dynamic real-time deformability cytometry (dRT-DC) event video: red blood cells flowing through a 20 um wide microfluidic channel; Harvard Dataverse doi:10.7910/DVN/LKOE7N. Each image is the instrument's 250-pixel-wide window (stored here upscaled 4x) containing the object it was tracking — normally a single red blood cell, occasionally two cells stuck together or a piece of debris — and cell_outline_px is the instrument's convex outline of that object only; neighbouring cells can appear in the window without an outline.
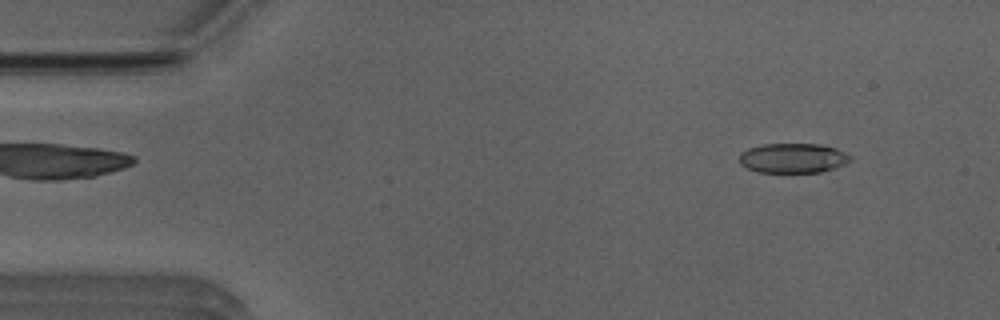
{"species": "Egyptian fruit bat (a non-hibernating species)", "species_latin": "Rousettus aegyptiacus", "temperature_condition": "room temperature", "stored_images_in_passage": 50, "camera_frame_rate_fps": 3000, "um_per_image_px": 0.085, "animal": {"sex": "male"}, "frame": {"image": 1, "passage_image": 4, "time_ms": 1.0, "image_size_px": [1000, 320], "cell_outline_px": [[852, 160], [844, 164], [820, 172], [756, 172], [744, 168], [740, 164], [740, 152], [748, 148], [764, 144], [820, 144], [836, 148], [852, 156]], "centroid_in_image_um": [67.37, 13.44], "position_along_channel_um": 17.6, "area_um2": 19.31}}
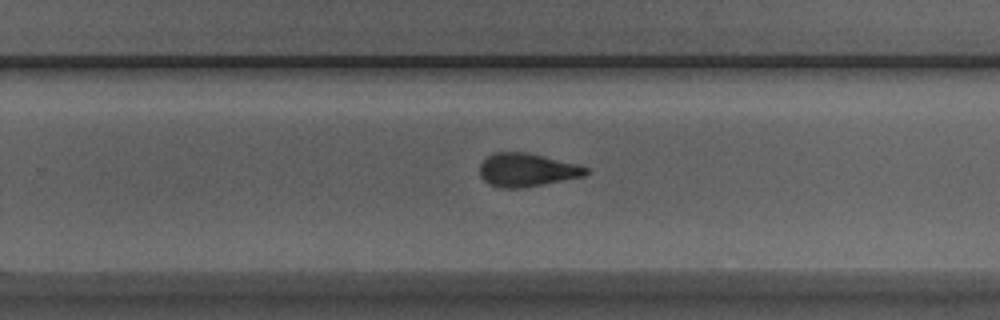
{"frame": {"image": 2, "passage_image": 31, "time_ms": 10.0, "image_size_px": [1000, 320], "cell_outline_px": [[588, 172], [584, 176], [544, 184], [520, 188], [504, 188], [488, 184], [480, 176], [480, 164], [488, 156], [496, 152], [524, 152], [544, 156], [576, 164], [588, 168]], "centroid_in_image_um": [44.76, 14.45], "position_along_channel_um": 285.0, "area_um2": 20.4}}
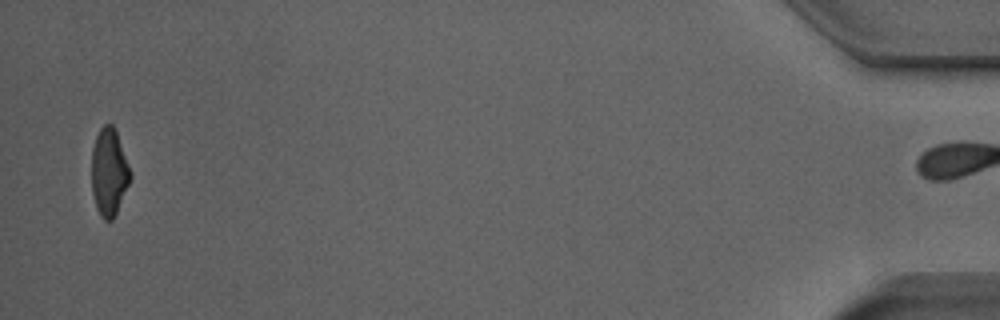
{"frame": {"image": 3, "passage_image": 49, "time_ms": 16.0, "image_size_px": [1000, 320], "cell_outline_px": [[132, 176], [116, 212], [112, 220], [104, 220], [100, 216], [96, 208], [92, 192], [92, 148], [96, 136], [100, 128], [104, 124], [112, 124], [116, 132], [132, 172]], "centroid_in_image_um": [9.26, 14.63], "position_along_channel_um": 425.9, "area_um2": 19.59}, "authors_computed_cell_mechanics": {"area_um2": 20.7502, "velocity_mm_per_s": 3.9599, "shape_relaxation_time_tau1_ms": 6.0997, "shape_relaxation_time_tau2_ms": 2.2725, "deformation_change_tau1": 0.2047, "deformation_change_tau2": 0.1098}}